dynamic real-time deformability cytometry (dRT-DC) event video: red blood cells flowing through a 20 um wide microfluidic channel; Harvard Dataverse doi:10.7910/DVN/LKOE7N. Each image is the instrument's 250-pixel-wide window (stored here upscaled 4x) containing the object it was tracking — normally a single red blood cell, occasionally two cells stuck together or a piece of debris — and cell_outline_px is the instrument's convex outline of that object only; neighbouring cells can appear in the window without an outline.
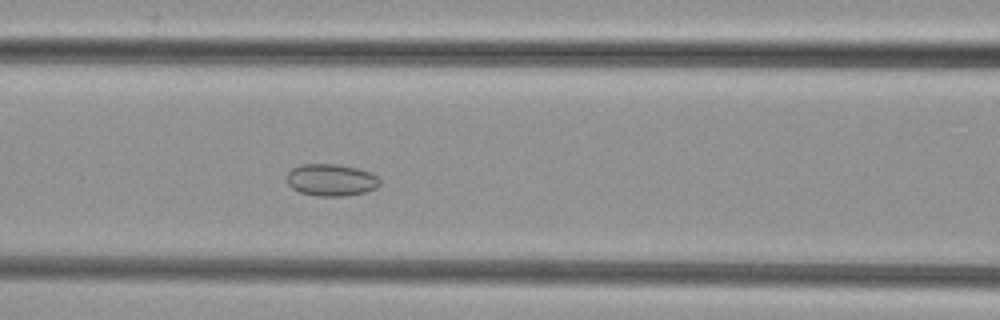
{"species": "common noctule bat (a hibernating species)", "species_latin": "Nyctalus noctula", "temperature_condition": "cold", "stored_images_in_passage": 49, "camera_frame_rate_fps": 3000, "um_per_image_px": 0.085, "animal": {"sex": "female", "body_mass_g": 29.2, "forearm_length_mm": 56.3}, "frame": {"image": 1, "passage_image": 19, "time_ms": 6.0, "image_size_px": [1000, 320], "cell_outline_px": [[380, 184], [376, 188], [364, 192], [344, 196], [316, 196], [300, 192], [292, 188], [288, 184], [288, 172], [292, 168], [300, 164], [340, 164], [356, 168], [368, 172], [376, 176], [380, 180]], "centroid_in_image_um": [28.13, 15.29], "position_along_channel_um": 138.5, "area_um2": 17.28}}
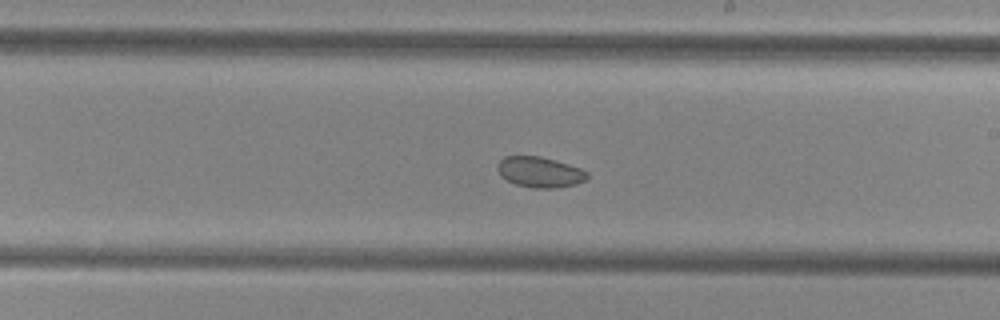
{"frame": {"image": 2, "passage_image": 27, "time_ms": 8.667, "image_size_px": [1000, 320], "cell_outline_px": [[588, 176], [584, 180], [576, 184], [556, 188], [532, 188], [516, 184], [500, 176], [496, 168], [496, 164], [504, 156], [540, 156], [556, 160], [580, 168], [588, 172]], "centroid_in_image_um": [45.85, 14.62], "position_along_channel_um": 243.1, "area_um2": 16.07}}
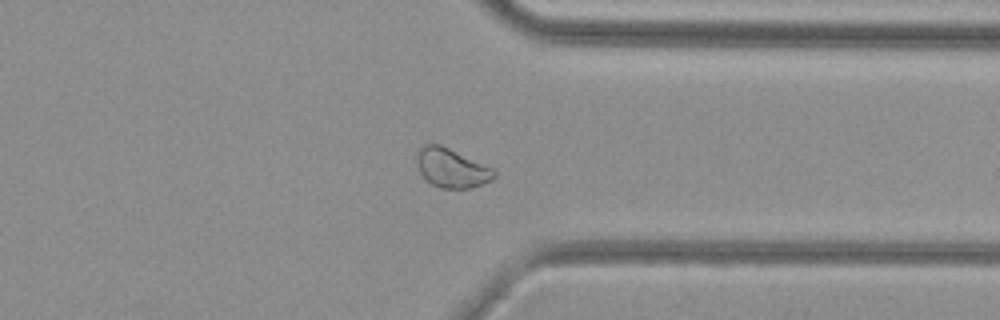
{"frame": {"image": 3, "passage_image": 37, "time_ms": 12.0, "image_size_px": [1000, 320], "cell_outline_px": [[496, 176], [492, 180], [472, 188], [440, 188], [432, 184], [420, 172], [416, 160], [416, 152], [424, 144], [440, 144], [492, 168], [496, 172]], "centroid_in_image_um": [38.38, 14.28], "position_along_channel_um": 373.0, "area_um2": 17.46}}